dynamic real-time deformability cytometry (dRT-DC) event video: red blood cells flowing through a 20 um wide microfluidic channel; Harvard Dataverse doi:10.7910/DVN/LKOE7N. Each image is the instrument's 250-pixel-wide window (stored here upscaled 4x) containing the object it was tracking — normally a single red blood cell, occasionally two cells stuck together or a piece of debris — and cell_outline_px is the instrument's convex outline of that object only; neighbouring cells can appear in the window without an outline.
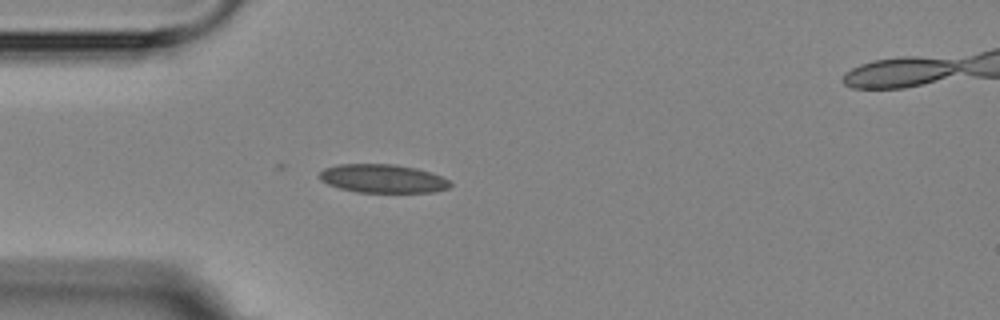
{"species": "Egyptian fruit bat (a non-hibernating species)", "species_latin": "Rousettus aegyptiacus", "temperature_condition": "room temperature", "stored_images_in_passage": 1, "camera_frame_rate_fps": 3000, "um_per_image_px": 0.085, "animal": {"sex": "female"}, "frame": {"image": 1, "passage_image": 1, "time_ms": 0.0, "image_size_px": [1000, 320], "cell_outline_px": [[452, 184], [448, 188], [432, 192], [356, 192], [340, 188], [328, 184], [320, 180], [320, 172], [324, 168], [340, 164], [392, 164], [416, 168], [440, 176], [448, 180]], "centroid_in_image_um": [32.51, 15.18], "position_along_channel_um": 52.5, "area_um2": 21.5}}